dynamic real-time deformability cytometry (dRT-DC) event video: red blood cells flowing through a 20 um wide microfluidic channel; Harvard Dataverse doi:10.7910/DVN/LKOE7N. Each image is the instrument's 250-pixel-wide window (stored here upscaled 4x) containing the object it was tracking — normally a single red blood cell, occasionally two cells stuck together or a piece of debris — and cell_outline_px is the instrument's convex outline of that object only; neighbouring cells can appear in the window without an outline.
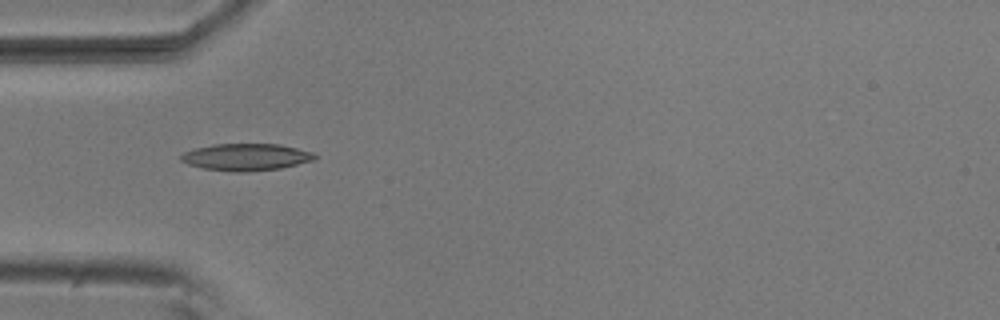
{"species": "common noctule bat (a hibernating species)", "species_latin": "Nyctalus noctula", "temperature_condition": "room temperature", "stored_images_in_passage": 5, "camera_frame_rate_fps": 3000, "um_per_image_px": 0.085, "animal": {"sex": "male", "body_mass_g": 20.5, "forearm_length_mm": 52.5}, "frame": {"image": 1, "passage_image": 3, "time_ms": 0.667, "image_size_px": [1000, 320], "cell_outline_px": [[316, 160], [280, 168], [244, 172], [232, 172], [204, 168], [188, 164], [180, 160], [180, 156], [184, 152], [196, 148], [212, 144], [280, 144], [316, 152]], "centroid_in_image_um": [20.96, 13.34], "position_along_channel_um": 64.0, "area_um2": 21.15}}
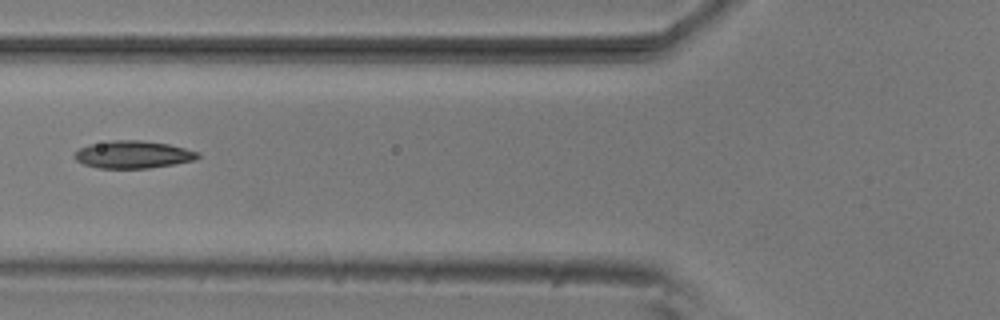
{"frame": {"image": 2, "passage_image": 4, "time_ms": 1.0, "image_size_px": [1000, 320], "cell_outline_px": [[200, 156], [196, 160], [148, 168], [96, 168], [84, 164], [76, 160], [72, 156], [80, 148], [88, 144], [108, 140], [140, 140], [168, 144], [200, 152]], "centroid_in_image_um": [11.29, 13.13], "position_along_channel_um": 114.5, "area_um2": 19.83}}
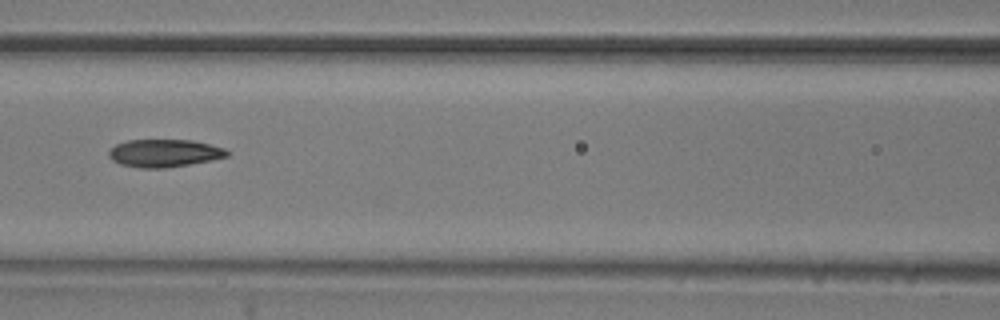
{"frame": {"image": 3, "passage_image": 5, "time_ms": 1.333, "image_size_px": [1000, 320], "cell_outline_px": [[232, 152], [228, 156], [188, 164], [164, 168], [140, 168], [120, 164], [112, 160], [108, 156], [108, 152], [116, 144], [128, 140], [192, 140], [224, 148]], "centroid_in_image_um": [13.95, 13.01], "position_along_channel_um": 152.7, "area_um2": 18.96}}